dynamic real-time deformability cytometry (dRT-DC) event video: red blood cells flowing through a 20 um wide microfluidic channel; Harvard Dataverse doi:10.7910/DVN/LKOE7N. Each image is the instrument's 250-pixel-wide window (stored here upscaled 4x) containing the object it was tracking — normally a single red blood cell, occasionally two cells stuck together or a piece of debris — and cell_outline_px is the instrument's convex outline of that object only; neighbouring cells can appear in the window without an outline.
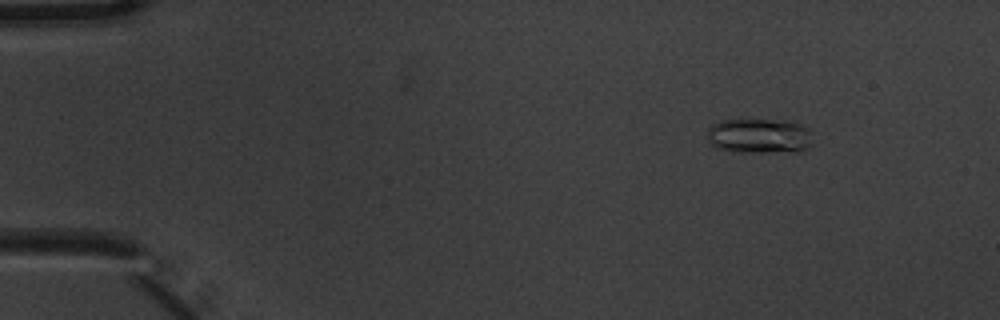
{"species": "common noctule bat (a hibernating species)", "species_latin": "Nyctalus noctula", "temperature_condition": "warm", "stored_images_in_passage": 4, "camera_frame_rate_fps": 3000, "um_per_image_px": 0.085, "animal": {"sex": "male", "body_mass_g": 20.1, "forearm_length_mm": 53.5}, "frame": {"image": 1, "passage_image": 1, "time_ms": 0.0, "image_size_px": [1000, 320], "cell_outline_px": [[812, 132], [808, 148], [796, 152], [736, 152], [716, 148], [708, 140], [708, 128], [712, 124], [720, 120], [784, 120], [800, 124], [812, 128]], "centroid_in_image_um": [64.56, 11.55], "position_along_channel_um": 20.4, "area_um2": 21.73}}
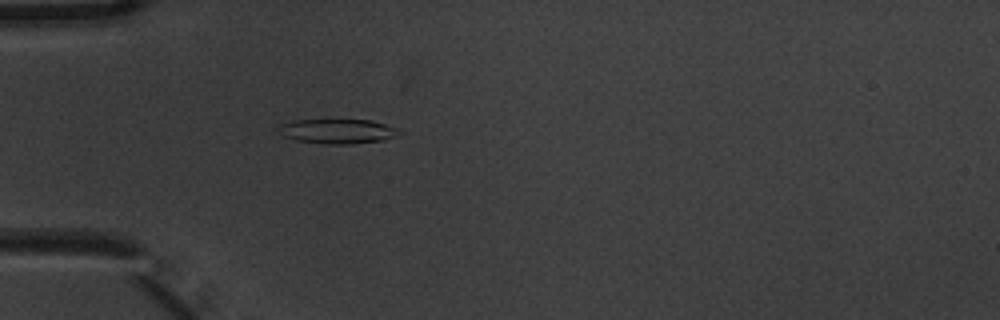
{"frame": {"image": 2, "passage_image": 4, "time_ms": 1.0, "image_size_px": [1000, 320], "cell_outline_px": [[404, 132], [384, 140], [352, 144], [324, 144], [296, 140], [284, 136], [276, 128], [280, 124], [296, 120], [368, 120], [384, 124], [396, 128]], "centroid_in_image_um": [28.68, 11.16], "position_along_channel_um": 56.3, "area_um2": 17.22}}